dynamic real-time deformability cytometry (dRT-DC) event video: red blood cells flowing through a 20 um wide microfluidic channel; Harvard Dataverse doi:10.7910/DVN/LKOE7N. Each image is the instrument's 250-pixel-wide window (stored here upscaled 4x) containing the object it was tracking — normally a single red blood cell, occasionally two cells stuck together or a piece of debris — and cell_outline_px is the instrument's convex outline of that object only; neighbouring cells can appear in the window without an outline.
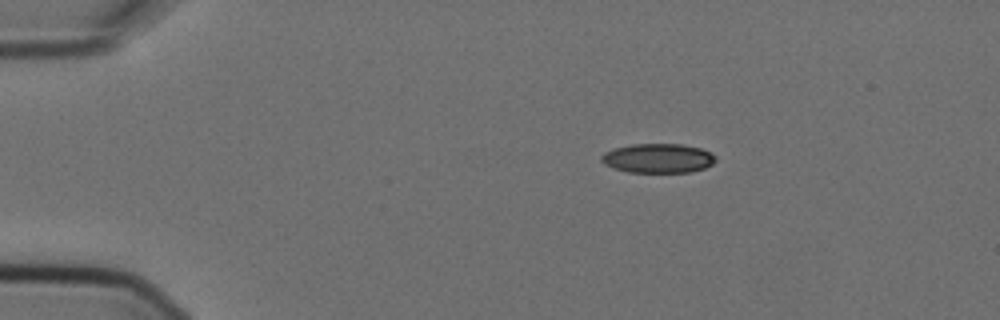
{"species": "Egyptian fruit bat (a non-hibernating species)", "species_latin": "Rousettus aegyptiacus", "temperature_condition": "cold", "stored_images_in_passage": 3, "camera_frame_rate_fps": 3000, "um_per_image_px": 0.085, "animal": {"sex": "female"}, "frame": {"image": 1, "passage_image": 1, "time_ms": 0.0, "image_size_px": [1000, 320], "cell_outline_px": [[716, 160], [712, 164], [704, 168], [692, 172], [628, 172], [612, 168], [604, 164], [600, 160], [600, 156], [604, 152], [612, 148], [632, 144], [684, 144], [700, 148], [712, 152], [716, 156]], "centroid_in_image_um": [55.92, 13.44], "position_along_channel_um": 29.1, "area_um2": 19.83}}